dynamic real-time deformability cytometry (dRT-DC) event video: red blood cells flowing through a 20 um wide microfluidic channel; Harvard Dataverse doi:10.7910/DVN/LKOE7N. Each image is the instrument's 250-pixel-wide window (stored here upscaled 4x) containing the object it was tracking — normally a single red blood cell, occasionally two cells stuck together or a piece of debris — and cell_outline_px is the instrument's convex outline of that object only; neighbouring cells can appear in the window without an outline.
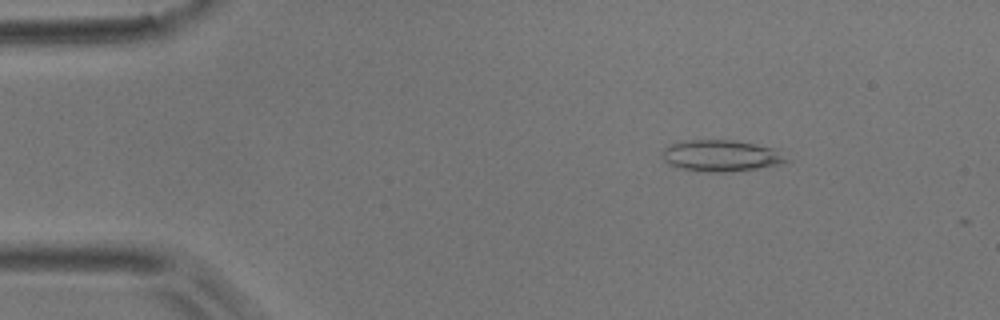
{"species": "common noctule bat (a hibernating species)", "species_latin": "Nyctalus noctula", "temperature_condition": "room temperature", "stored_images_in_passage": 4, "camera_frame_rate_fps": 3000, "um_per_image_px": 0.085, "animal": {"sex": "male", "body_mass_g": 17.9}, "frame": {"image": 1, "passage_image": 2, "time_ms": 0.333, "image_size_px": [1000, 320], "cell_outline_px": [[792, 160], [780, 164], [732, 172], [712, 172], [680, 168], [664, 160], [664, 148], [672, 144], [692, 140], [732, 140], [776, 148]], "centroid_in_image_um": [61.39, 13.24], "position_along_channel_um": 23.6, "area_um2": 22.43}}